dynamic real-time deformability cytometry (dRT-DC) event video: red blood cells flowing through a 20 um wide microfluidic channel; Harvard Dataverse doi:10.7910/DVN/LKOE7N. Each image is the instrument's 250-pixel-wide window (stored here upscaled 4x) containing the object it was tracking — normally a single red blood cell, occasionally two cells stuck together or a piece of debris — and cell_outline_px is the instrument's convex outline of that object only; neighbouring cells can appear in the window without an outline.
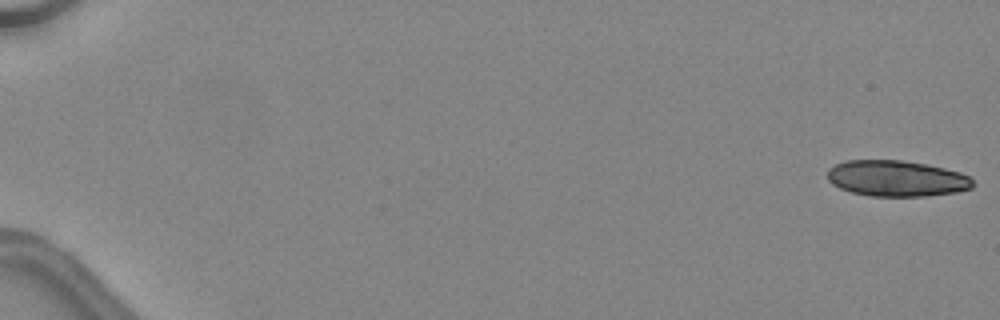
{"species": "common noctule bat (a hibernating species)", "species_latin": "Nyctalus noctula", "temperature_condition": "warm", "stored_images_in_passage": 29, "camera_frame_rate_fps": 3000, "um_per_image_px": 0.085, "animal": {"sex": "female", "body_mass_g": 24.6, "forearm_length_mm": 56.2}, "frame": {"image": 1, "passage_image": 1, "time_ms": 0.0, "image_size_px": [1000, 320], "cell_outline_px": [[972, 188], [956, 192], [928, 196], [868, 196], [852, 192], [840, 188], [832, 184], [828, 180], [828, 168], [844, 160], [904, 160], [944, 168], [960, 172], [968, 176], [972, 180]], "centroid_in_image_um": [76.18, 15.17], "position_along_channel_um": 8.8, "area_um2": 30.52}}